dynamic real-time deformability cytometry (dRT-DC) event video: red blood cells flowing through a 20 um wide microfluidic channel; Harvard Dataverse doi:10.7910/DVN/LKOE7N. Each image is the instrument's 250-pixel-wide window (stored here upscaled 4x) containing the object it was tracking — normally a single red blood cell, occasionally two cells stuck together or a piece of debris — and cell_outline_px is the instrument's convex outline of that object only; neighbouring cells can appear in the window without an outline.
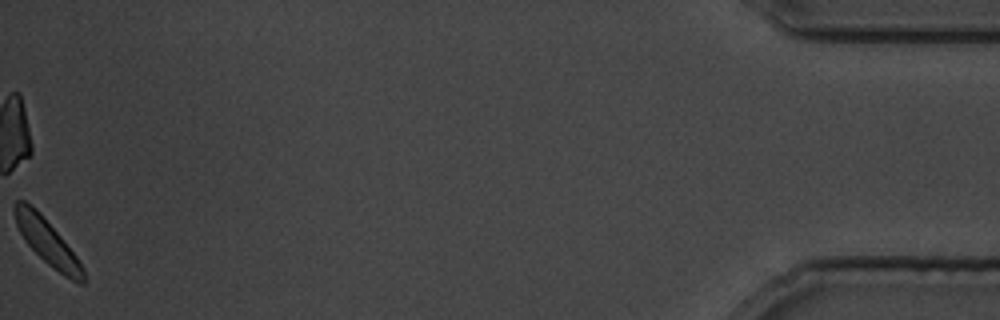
{"species": "common noctule bat (a hibernating species)", "species_latin": "Nyctalus noctula", "temperature_condition": "cold", "stored_images_in_passage": 97, "camera_frame_rate_fps": 3000, "um_per_image_px": 0.085, "animal": {"sex": "male", "body_mass_g": 19.5, "forearm_length_mm": 54.6}, "frame": {"image": 1, "passage_image": 97, "time_ms": 32.0, "image_size_px": [1000, 320], "cell_outline_px": [[84, 284], [80, 284], [64, 276], [48, 264], [24, 240], [16, 224], [12, 208], [12, 204], [16, 200], [24, 200], [32, 204], [40, 212], [60, 236], [76, 256], [84, 268]], "centroid_in_image_um": [3.98, 20.5], "position_along_channel_um": 431.2, "area_um2": 18.09}}